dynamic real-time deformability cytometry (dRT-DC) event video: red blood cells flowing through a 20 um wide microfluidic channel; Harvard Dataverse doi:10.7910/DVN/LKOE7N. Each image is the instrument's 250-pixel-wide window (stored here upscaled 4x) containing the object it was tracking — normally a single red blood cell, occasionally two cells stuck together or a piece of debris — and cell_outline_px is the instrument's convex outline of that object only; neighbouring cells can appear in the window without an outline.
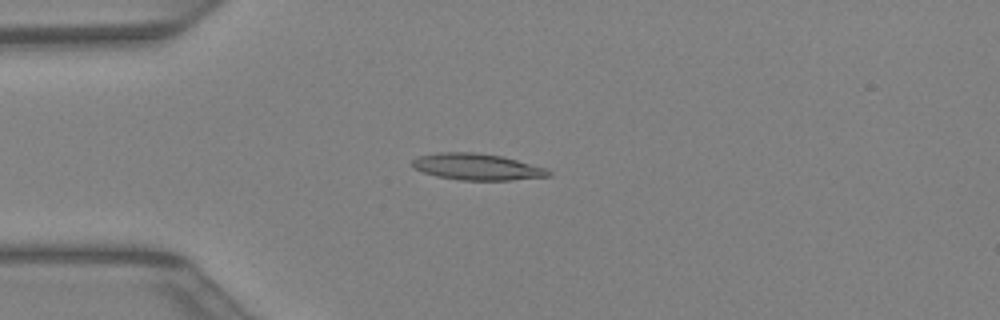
{"species": "Egyptian fruit bat (a non-hibernating species)", "species_latin": "Rousettus aegyptiacus", "temperature_condition": "warm", "stored_images_in_passage": 32, "camera_frame_rate_fps": 3000, "um_per_image_px": 0.085, "animal": {"sex": "female"}, "frame": {"image": 1, "passage_image": 1, "time_ms": 0.0, "image_size_px": [1000, 320], "cell_outline_px": [[552, 176], [512, 180], [460, 180], [436, 176], [412, 168], [412, 160], [416, 156], [440, 152], [472, 152], [500, 156], [548, 168], [552, 172]], "centroid_in_image_um": [40.54, 14.18], "position_along_channel_um": 44.5, "area_um2": 21.1}}
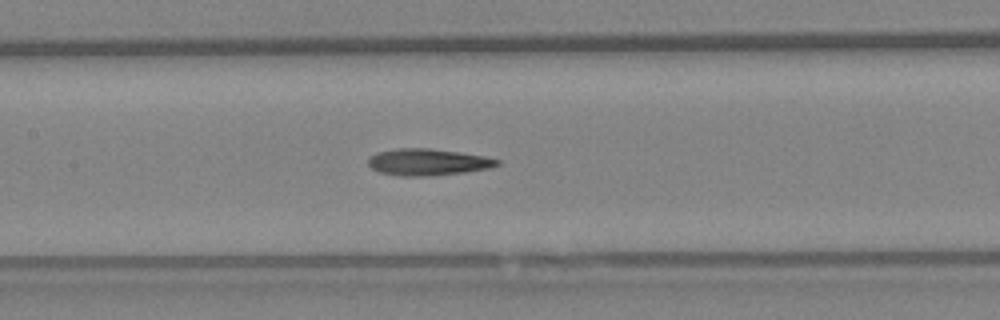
{"frame": {"image": 2, "passage_image": 10, "time_ms": 3.0, "image_size_px": [1000, 320], "cell_outline_px": [[500, 164], [492, 168], [464, 172], [428, 176], [400, 176], [380, 172], [372, 168], [368, 164], [368, 160], [376, 152], [400, 148], [428, 148], [484, 156], [500, 160]], "centroid_in_image_um": [36.38, 13.78], "position_along_channel_um": 171.0, "area_um2": 19.88}}
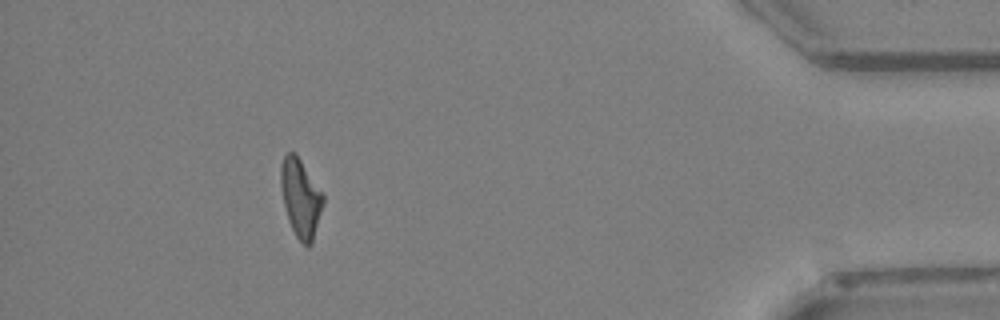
{"frame": {"image": 3, "passage_image": 28, "time_ms": 9.0, "image_size_px": [1000, 320], "cell_outline_px": [[324, 204], [312, 244], [308, 248], [296, 236], [288, 220], [284, 204], [280, 184], [280, 168], [284, 156], [288, 152], [296, 152], [324, 196]], "centroid_in_image_um": [25.56, 16.83], "position_along_channel_um": 409.6, "area_um2": 19.31}}